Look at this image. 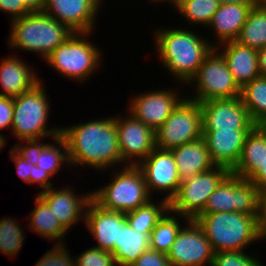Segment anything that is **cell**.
I'll list each match as a JSON object with an SVG mask.
<instances>
[{
	"label": "cell",
	"instance_id": "1",
	"mask_svg": "<svg viewBox=\"0 0 266 266\" xmlns=\"http://www.w3.org/2000/svg\"><path fill=\"white\" fill-rule=\"evenodd\" d=\"M61 136L67 144L70 167L87 165L105 171L121 163L114 116L68 127L61 126Z\"/></svg>",
	"mask_w": 266,
	"mask_h": 266
},
{
	"label": "cell",
	"instance_id": "2",
	"mask_svg": "<svg viewBox=\"0 0 266 266\" xmlns=\"http://www.w3.org/2000/svg\"><path fill=\"white\" fill-rule=\"evenodd\" d=\"M154 33L160 61L173 75V79L176 77L179 83L185 85L196 75L206 55L216 47V44L192 32V29L160 28Z\"/></svg>",
	"mask_w": 266,
	"mask_h": 266
},
{
	"label": "cell",
	"instance_id": "3",
	"mask_svg": "<svg viewBox=\"0 0 266 266\" xmlns=\"http://www.w3.org/2000/svg\"><path fill=\"white\" fill-rule=\"evenodd\" d=\"M9 48L37 53L45 60L74 32L45 12H31L11 21Z\"/></svg>",
	"mask_w": 266,
	"mask_h": 266
},
{
	"label": "cell",
	"instance_id": "4",
	"mask_svg": "<svg viewBox=\"0 0 266 266\" xmlns=\"http://www.w3.org/2000/svg\"><path fill=\"white\" fill-rule=\"evenodd\" d=\"M216 252L244 251L259 240L257 216L238 212L200 213L194 219Z\"/></svg>",
	"mask_w": 266,
	"mask_h": 266
},
{
	"label": "cell",
	"instance_id": "5",
	"mask_svg": "<svg viewBox=\"0 0 266 266\" xmlns=\"http://www.w3.org/2000/svg\"><path fill=\"white\" fill-rule=\"evenodd\" d=\"M43 85L41 81L30 91L14 97L13 121L10 130L15 138L25 142L16 143L14 146L40 142L46 136H50L53 140L61 135L60 126L48 129L46 125L51 108Z\"/></svg>",
	"mask_w": 266,
	"mask_h": 266
},
{
	"label": "cell",
	"instance_id": "6",
	"mask_svg": "<svg viewBox=\"0 0 266 266\" xmlns=\"http://www.w3.org/2000/svg\"><path fill=\"white\" fill-rule=\"evenodd\" d=\"M120 167L123 168L116 169L112 182L92 191V199L104 209L127 213L149 202L152 196L137 165Z\"/></svg>",
	"mask_w": 266,
	"mask_h": 266
},
{
	"label": "cell",
	"instance_id": "7",
	"mask_svg": "<svg viewBox=\"0 0 266 266\" xmlns=\"http://www.w3.org/2000/svg\"><path fill=\"white\" fill-rule=\"evenodd\" d=\"M90 33L74 32L65 42L58 45L45 59L48 66L68 79L82 82L97 71L101 62V49L85 38ZM101 57V58H100Z\"/></svg>",
	"mask_w": 266,
	"mask_h": 266
},
{
	"label": "cell",
	"instance_id": "8",
	"mask_svg": "<svg viewBox=\"0 0 266 266\" xmlns=\"http://www.w3.org/2000/svg\"><path fill=\"white\" fill-rule=\"evenodd\" d=\"M219 51L213 47L206 55L196 75L188 83L191 87L196 86L194 87L196 95L192 96L193 98L188 95L193 101L200 103L241 96V88L234 81L226 61Z\"/></svg>",
	"mask_w": 266,
	"mask_h": 266
},
{
	"label": "cell",
	"instance_id": "9",
	"mask_svg": "<svg viewBox=\"0 0 266 266\" xmlns=\"http://www.w3.org/2000/svg\"><path fill=\"white\" fill-rule=\"evenodd\" d=\"M230 173L225 167L214 166L182 181L169 202V210L179 214L185 222L194 220L204 210L209 196Z\"/></svg>",
	"mask_w": 266,
	"mask_h": 266
},
{
	"label": "cell",
	"instance_id": "10",
	"mask_svg": "<svg viewBox=\"0 0 266 266\" xmlns=\"http://www.w3.org/2000/svg\"><path fill=\"white\" fill-rule=\"evenodd\" d=\"M200 103L185 97L155 131L156 148L172 150L202 137Z\"/></svg>",
	"mask_w": 266,
	"mask_h": 266
},
{
	"label": "cell",
	"instance_id": "11",
	"mask_svg": "<svg viewBox=\"0 0 266 266\" xmlns=\"http://www.w3.org/2000/svg\"><path fill=\"white\" fill-rule=\"evenodd\" d=\"M258 192L250 180L230 173L209 196L201 213L238 212L257 216Z\"/></svg>",
	"mask_w": 266,
	"mask_h": 266
},
{
	"label": "cell",
	"instance_id": "12",
	"mask_svg": "<svg viewBox=\"0 0 266 266\" xmlns=\"http://www.w3.org/2000/svg\"><path fill=\"white\" fill-rule=\"evenodd\" d=\"M186 224L167 253L169 262L172 266H211L215 251L204 230L195 220Z\"/></svg>",
	"mask_w": 266,
	"mask_h": 266
},
{
	"label": "cell",
	"instance_id": "13",
	"mask_svg": "<svg viewBox=\"0 0 266 266\" xmlns=\"http://www.w3.org/2000/svg\"><path fill=\"white\" fill-rule=\"evenodd\" d=\"M127 117L115 115L121 163L138 165L155 148V131L127 111Z\"/></svg>",
	"mask_w": 266,
	"mask_h": 266
},
{
	"label": "cell",
	"instance_id": "14",
	"mask_svg": "<svg viewBox=\"0 0 266 266\" xmlns=\"http://www.w3.org/2000/svg\"><path fill=\"white\" fill-rule=\"evenodd\" d=\"M203 130H251L256 124L241 97L200 102Z\"/></svg>",
	"mask_w": 266,
	"mask_h": 266
},
{
	"label": "cell",
	"instance_id": "15",
	"mask_svg": "<svg viewBox=\"0 0 266 266\" xmlns=\"http://www.w3.org/2000/svg\"><path fill=\"white\" fill-rule=\"evenodd\" d=\"M137 166L144 175L149 194L167 193L164 199L170 202L182 182L172 152L155 148Z\"/></svg>",
	"mask_w": 266,
	"mask_h": 266
},
{
	"label": "cell",
	"instance_id": "16",
	"mask_svg": "<svg viewBox=\"0 0 266 266\" xmlns=\"http://www.w3.org/2000/svg\"><path fill=\"white\" fill-rule=\"evenodd\" d=\"M175 91L166 88L137 94L130 101L129 113L156 131L184 99Z\"/></svg>",
	"mask_w": 266,
	"mask_h": 266
},
{
	"label": "cell",
	"instance_id": "17",
	"mask_svg": "<svg viewBox=\"0 0 266 266\" xmlns=\"http://www.w3.org/2000/svg\"><path fill=\"white\" fill-rule=\"evenodd\" d=\"M102 0H45L43 12L73 32H93Z\"/></svg>",
	"mask_w": 266,
	"mask_h": 266
},
{
	"label": "cell",
	"instance_id": "18",
	"mask_svg": "<svg viewBox=\"0 0 266 266\" xmlns=\"http://www.w3.org/2000/svg\"><path fill=\"white\" fill-rule=\"evenodd\" d=\"M52 210L61 226L68 232L79 220L85 221V212L92 199V192L77 195L70 187L55 189L50 187L38 194Z\"/></svg>",
	"mask_w": 266,
	"mask_h": 266
},
{
	"label": "cell",
	"instance_id": "19",
	"mask_svg": "<svg viewBox=\"0 0 266 266\" xmlns=\"http://www.w3.org/2000/svg\"><path fill=\"white\" fill-rule=\"evenodd\" d=\"M251 130L218 131L203 130L211 160L215 166L232 171L240 160L246 137Z\"/></svg>",
	"mask_w": 266,
	"mask_h": 266
},
{
	"label": "cell",
	"instance_id": "20",
	"mask_svg": "<svg viewBox=\"0 0 266 266\" xmlns=\"http://www.w3.org/2000/svg\"><path fill=\"white\" fill-rule=\"evenodd\" d=\"M84 223L98 243L94 247L112 253L115 244H119L120 212L104 209L91 199L86 208Z\"/></svg>",
	"mask_w": 266,
	"mask_h": 266
},
{
	"label": "cell",
	"instance_id": "21",
	"mask_svg": "<svg viewBox=\"0 0 266 266\" xmlns=\"http://www.w3.org/2000/svg\"><path fill=\"white\" fill-rule=\"evenodd\" d=\"M221 45V46H220ZM215 48L223 50V55L234 81L242 88L246 83L261 76L258 68L257 50L237 41H228Z\"/></svg>",
	"mask_w": 266,
	"mask_h": 266
},
{
	"label": "cell",
	"instance_id": "22",
	"mask_svg": "<svg viewBox=\"0 0 266 266\" xmlns=\"http://www.w3.org/2000/svg\"><path fill=\"white\" fill-rule=\"evenodd\" d=\"M38 74L18 56L3 58L0 62V96L16 97L30 91L41 82Z\"/></svg>",
	"mask_w": 266,
	"mask_h": 266
},
{
	"label": "cell",
	"instance_id": "23",
	"mask_svg": "<svg viewBox=\"0 0 266 266\" xmlns=\"http://www.w3.org/2000/svg\"><path fill=\"white\" fill-rule=\"evenodd\" d=\"M170 151L173 154L181 181L208 171L215 166L202 137Z\"/></svg>",
	"mask_w": 266,
	"mask_h": 266
},
{
	"label": "cell",
	"instance_id": "24",
	"mask_svg": "<svg viewBox=\"0 0 266 266\" xmlns=\"http://www.w3.org/2000/svg\"><path fill=\"white\" fill-rule=\"evenodd\" d=\"M266 161V125H255L248 133L242 154L231 171L242 179L249 180Z\"/></svg>",
	"mask_w": 266,
	"mask_h": 266
},
{
	"label": "cell",
	"instance_id": "25",
	"mask_svg": "<svg viewBox=\"0 0 266 266\" xmlns=\"http://www.w3.org/2000/svg\"><path fill=\"white\" fill-rule=\"evenodd\" d=\"M250 5L244 4H220L214 13L210 23L207 25L212 28L217 35L216 44L228 41H235L246 22Z\"/></svg>",
	"mask_w": 266,
	"mask_h": 266
},
{
	"label": "cell",
	"instance_id": "26",
	"mask_svg": "<svg viewBox=\"0 0 266 266\" xmlns=\"http://www.w3.org/2000/svg\"><path fill=\"white\" fill-rule=\"evenodd\" d=\"M150 248V235L133 230L120 212L119 244H115L112 255L119 266H130Z\"/></svg>",
	"mask_w": 266,
	"mask_h": 266
},
{
	"label": "cell",
	"instance_id": "27",
	"mask_svg": "<svg viewBox=\"0 0 266 266\" xmlns=\"http://www.w3.org/2000/svg\"><path fill=\"white\" fill-rule=\"evenodd\" d=\"M53 140L59 146L46 142L43 144L42 142H35L23 145L30 153L35 165L46 170L51 176H55L64 163L69 165L66 141L61 135Z\"/></svg>",
	"mask_w": 266,
	"mask_h": 266
},
{
	"label": "cell",
	"instance_id": "28",
	"mask_svg": "<svg viewBox=\"0 0 266 266\" xmlns=\"http://www.w3.org/2000/svg\"><path fill=\"white\" fill-rule=\"evenodd\" d=\"M35 208L29 214L30 226L27 227L32 232L37 233L45 239H50L49 241H56L55 244H64V235L68 232L61 226L58 219L50 210L48 204L39 196L35 197Z\"/></svg>",
	"mask_w": 266,
	"mask_h": 266
},
{
	"label": "cell",
	"instance_id": "29",
	"mask_svg": "<svg viewBox=\"0 0 266 266\" xmlns=\"http://www.w3.org/2000/svg\"><path fill=\"white\" fill-rule=\"evenodd\" d=\"M235 41L256 50L266 47V6L251 8Z\"/></svg>",
	"mask_w": 266,
	"mask_h": 266
},
{
	"label": "cell",
	"instance_id": "30",
	"mask_svg": "<svg viewBox=\"0 0 266 266\" xmlns=\"http://www.w3.org/2000/svg\"><path fill=\"white\" fill-rule=\"evenodd\" d=\"M10 159L16 165V172L29 185L38 184L43 190H47L53 186L51 183V175L44 169L37 167L30 153L23 146H13L10 150Z\"/></svg>",
	"mask_w": 266,
	"mask_h": 266
},
{
	"label": "cell",
	"instance_id": "31",
	"mask_svg": "<svg viewBox=\"0 0 266 266\" xmlns=\"http://www.w3.org/2000/svg\"><path fill=\"white\" fill-rule=\"evenodd\" d=\"M241 99L256 125H266V76H259L241 88Z\"/></svg>",
	"mask_w": 266,
	"mask_h": 266
},
{
	"label": "cell",
	"instance_id": "32",
	"mask_svg": "<svg viewBox=\"0 0 266 266\" xmlns=\"http://www.w3.org/2000/svg\"><path fill=\"white\" fill-rule=\"evenodd\" d=\"M151 199L136 210L125 213L129 226L137 232L151 234L158 221L169 210V202L162 199L158 204Z\"/></svg>",
	"mask_w": 266,
	"mask_h": 266
},
{
	"label": "cell",
	"instance_id": "33",
	"mask_svg": "<svg viewBox=\"0 0 266 266\" xmlns=\"http://www.w3.org/2000/svg\"><path fill=\"white\" fill-rule=\"evenodd\" d=\"M170 213L168 210L164 214L150 234V248L166 255L183 228L178 220L180 215L176 213L170 215Z\"/></svg>",
	"mask_w": 266,
	"mask_h": 266
},
{
	"label": "cell",
	"instance_id": "34",
	"mask_svg": "<svg viewBox=\"0 0 266 266\" xmlns=\"http://www.w3.org/2000/svg\"><path fill=\"white\" fill-rule=\"evenodd\" d=\"M219 5L218 0H178L175 8L187 18L189 24H203L207 27Z\"/></svg>",
	"mask_w": 266,
	"mask_h": 266
},
{
	"label": "cell",
	"instance_id": "35",
	"mask_svg": "<svg viewBox=\"0 0 266 266\" xmlns=\"http://www.w3.org/2000/svg\"><path fill=\"white\" fill-rule=\"evenodd\" d=\"M16 222L17 220L10 217L0 220V252L10 258L17 256L23 247L24 237H26L23 235V229L21 230L20 225Z\"/></svg>",
	"mask_w": 266,
	"mask_h": 266
},
{
	"label": "cell",
	"instance_id": "36",
	"mask_svg": "<svg viewBox=\"0 0 266 266\" xmlns=\"http://www.w3.org/2000/svg\"><path fill=\"white\" fill-rule=\"evenodd\" d=\"M211 266H263L260 260L246 251H219L214 254Z\"/></svg>",
	"mask_w": 266,
	"mask_h": 266
},
{
	"label": "cell",
	"instance_id": "37",
	"mask_svg": "<svg viewBox=\"0 0 266 266\" xmlns=\"http://www.w3.org/2000/svg\"><path fill=\"white\" fill-rule=\"evenodd\" d=\"M76 257V266H117L110 251L90 247Z\"/></svg>",
	"mask_w": 266,
	"mask_h": 266
},
{
	"label": "cell",
	"instance_id": "38",
	"mask_svg": "<svg viewBox=\"0 0 266 266\" xmlns=\"http://www.w3.org/2000/svg\"><path fill=\"white\" fill-rule=\"evenodd\" d=\"M53 247L39 259L35 266H76V260L70 256L65 244H54Z\"/></svg>",
	"mask_w": 266,
	"mask_h": 266
},
{
	"label": "cell",
	"instance_id": "39",
	"mask_svg": "<svg viewBox=\"0 0 266 266\" xmlns=\"http://www.w3.org/2000/svg\"><path fill=\"white\" fill-rule=\"evenodd\" d=\"M130 266H172L167 255L149 248Z\"/></svg>",
	"mask_w": 266,
	"mask_h": 266
},
{
	"label": "cell",
	"instance_id": "40",
	"mask_svg": "<svg viewBox=\"0 0 266 266\" xmlns=\"http://www.w3.org/2000/svg\"><path fill=\"white\" fill-rule=\"evenodd\" d=\"M13 108L14 97L0 96V130L11 127Z\"/></svg>",
	"mask_w": 266,
	"mask_h": 266
},
{
	"label": "cell",
	"instance_id": "41",
	"mask_svg": "<svg viewBox=\"0 0 266 266\" xmlns=\"http://www.w3.org/2000/svg\"><path fill=\"white\" fill-rule=\"evenodd\" d=\"M0 11L11 15V21L30 13L19 0H0Z\"/></svg>",
	"mask_w": 266,
	"mask_h": 266
},
{
	"label": "cell",
	"instance_id": "42",
	"mask_svg": "<svg viewBox=\"0 0 266 266\" xmlns=\"http://www.w3.org/2000/svg\"><path fill=\"white\" fill-rule=\"evenodd\" d=\"M257 226L259 240L266 239V191L258 193Z\"/></svg>",
	"mask_w": 266,
	"mask_h": 266
},
{
	"label": "cell",
	"instance_id": "43",
	"mask_svg": "<svg viewBox=\"0 0 266 266\" xmlns=\"http://www.w3.org/2000/svg\"><path fill=\"white\" fill-rule=\"evenodd\" d=\"M249 180L256 187L258 193L266 191V161Z\"/></svg>",
	"mask_w": 266,
	"mask_h": 266
},
{
	"label": "cell",
	"instance_id": "44",
	"mask_svg": "<svg viewBox=\"0 0 266 266\" xmlns=\"http://www.w3.org/2000/svg\"><path fill=\"white\" fill-rule=\"evenodd\" d=\"M23 1L24 7L31 12H43L45 0H19Z\"/></svg>",
	"mask_w": 266,
	"mask_h": 266
},
{
	"label": "cell",
	"instance_id": "45",
	"mask_svg": "<svg viewBox=\"0 0 266 266\" xmlns=\"http://www.w3.org/2000/svg\"><path fill=\"white\" fill-rule=\"evenodd\" d=\"M258 68L261 76H266V47L257 50Z\"/></svg>",
	"mask_w": 266,
	"mask_h": 266
},
{
	"label": "cell",
	"instance_id": "46",
	"mask_svg": "<svg viewBox=\"0 0 266 266\" xmlns=\"http://www.w3.org/2000/svg\"><path fill=\"white\" fill-rule=\"evenodd\" d=\"M220 4H244L255 7L261 4V0H218Z\"/></svg>",
	"mask_w": 266,
	"mask_h": 266
},
{
	"label": "cell",
	"instance_id": "47",
	"mask_svg": "<svg viewBox=\"0 0 266 266\" xmlns=\"http://www.w3.org/2000/svg\"><path fill=\"white\" fill-rule=\"evenodd\" d=\"M151 1H152L153 3H154V2H155V3H156V2H160V1H161V2H162V1H163V2H165V1L167 2V1H168V3H169V4H172L174 8H175V6H176L177 3H178V0H151Z\"/></svg>",
	"mask_w": 266,
	"mask_h": 266
},
{
	"label": "cell",
	"instance_id": "48",
	"mask_svg": "<svg viewBox=\"0 0 266 266\" xmlns=\"http://www.w3.org/2000/svg\"><path fill=\"white\" fill-rule=\"evenodd\" d=\"M6 141L7 140L4 134L0 133V150L2 149V147H5Z\"/></svg>",
	"mask_w": 266,
	"mask_h": 266
},
{
	"label": "cell",
	"instance_id": "49",
	"mask_svg": "<svg viewBox=\"0 0 266 266\" xmlns=\"http://www.w3.org/2000/svg\"><path fill=\"white\" fill-rule=\"evenodd\" d=\"M261 4H262L263 6H266V0H261Z\"/></svg>",
	"mask_w": 266,
	"mask_h": 266
}]
</instances>
